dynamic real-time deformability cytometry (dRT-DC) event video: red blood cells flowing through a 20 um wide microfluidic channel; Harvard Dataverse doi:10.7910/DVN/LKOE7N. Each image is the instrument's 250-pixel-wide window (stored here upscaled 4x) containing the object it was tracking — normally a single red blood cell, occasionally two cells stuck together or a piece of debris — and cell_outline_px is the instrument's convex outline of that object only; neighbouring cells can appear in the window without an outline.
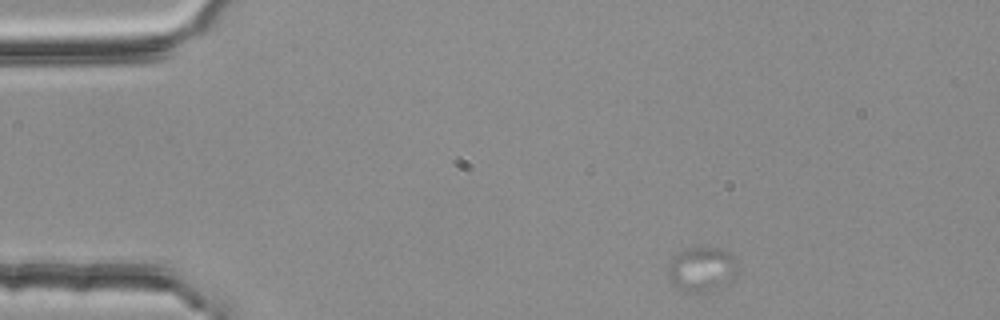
{"species": "common noctule bat (a hibernating species)", "species_latin": "Nyctalus noctula", "temperature_condition": "room temperature", "stored_images_in_passage": 3, "camera_frame_rate_fps": 3000, "um_per_image_px": 0.085, "animal": {"sex": "female", "body_mass_g": 25.1}, "frame": {"image": 1, "passage_image": 1, "time_ms": 0.0, "image_size_px": [1000, 320], "cell_outline_px": [[736, 276], [728, 284], [708, 292], [684, 292], [672, 284], [668, 276], [668, 264], [672, 256], [684, 248], [724, 248], [736, 260]], "centroid_in_image_um": [59.64, 22.89], "position_along_channel_um": 25.4, "area_um2": 18.44}}
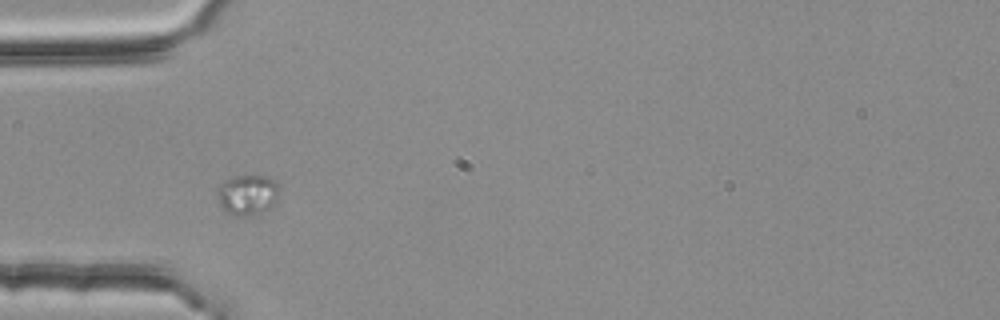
{"frame": {"image": 2, "passage_image": 3, "time_ms": 0.667, "image_size_px": [1000, 320], "cell_outline_px": [[280, 188], [276, 200], [272, 208], [248, 216], [236, 216], [220, 208], [216, 192], [220, 184], [224, 180], [236, 176], [268, 176]], "centroid_in_image_um": [21.02, 16.57], "position_along_channel_um": 64.0, "area_um2": 14.68}}